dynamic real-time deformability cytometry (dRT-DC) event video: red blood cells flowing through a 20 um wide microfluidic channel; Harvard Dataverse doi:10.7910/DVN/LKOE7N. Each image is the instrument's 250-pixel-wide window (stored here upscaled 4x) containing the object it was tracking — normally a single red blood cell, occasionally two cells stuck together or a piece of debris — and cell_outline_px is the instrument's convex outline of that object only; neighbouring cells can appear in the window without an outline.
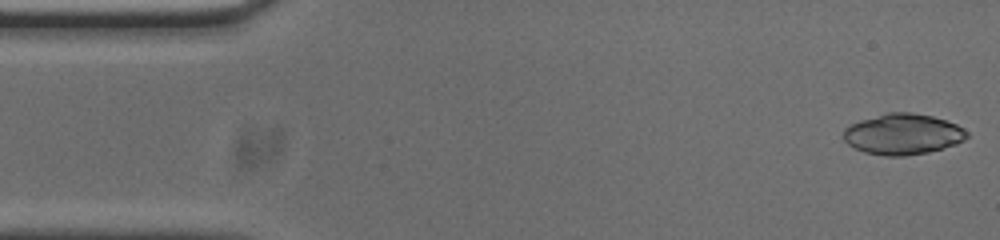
{"species": "common noctule bat (a hibernating species)", "species_latin": "Nyctalus noctula", "temperature_condition": "cold", "stored_images_in_passage": 46, "camera_frame_rate_fps": 3000, "um_per_image_px": 0.085, "animal": {"sex": "male", "body_mass_g": 20.0, "forearm_length_mm": 53.3}, "frame": {"image": 1, "passage_image": 1, "time_ms": 0.0, "image_size_px": [1000, 240], "cell_outline_px": [[968, 136], [952, 144], [940, 148], [924, 152], [868, 152], [856, 148], [844, 136], [844, 132], [852, 124], [864, 120], [884, 116], [928, 116], [944, 120], [956, 124]], "centroid_in_image_um": [76.78, 11.4], "position_along_channel_um": 8.2, "area_um2": 25.61}}